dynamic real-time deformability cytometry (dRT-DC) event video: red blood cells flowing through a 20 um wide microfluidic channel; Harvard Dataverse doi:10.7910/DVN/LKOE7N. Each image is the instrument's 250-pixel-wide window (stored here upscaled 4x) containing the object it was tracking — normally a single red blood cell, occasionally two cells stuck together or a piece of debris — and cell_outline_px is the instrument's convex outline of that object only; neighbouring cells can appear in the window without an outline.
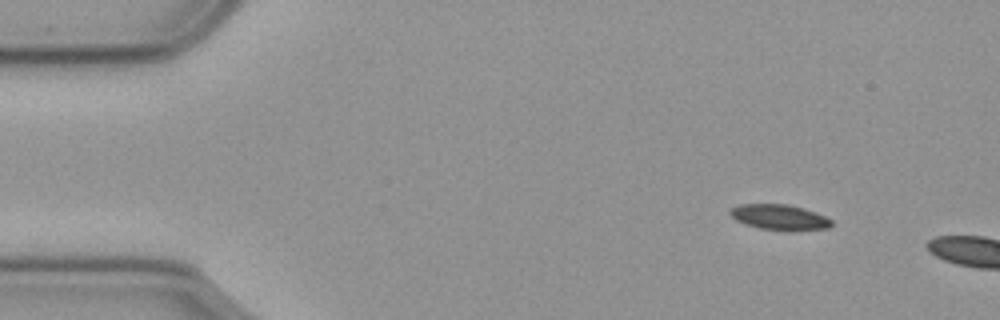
{"species": "common noctule bat (a hibernating species)", "species_latin": "Nyctalus noctula", "temperature_condition": "cold", "stored_images_in_passage": 12, "camera_frame_rate_fps": 3000, "um_per_image_px": 0.085, "animal": {"sex": "male", "body_mass_g": 23.1, "forearm_length_mm": 52.7}, "frame": {"image": 1, "passage_image": 6, "time_ms": 1.667, "image_size_px": [1000, 320], "cell_outline_px": [[832, 224], [828, 228], [760, 228], [744, 224], [736, 220], [728, 212], [732, 208], [740, 204], [788, 204], [804, 208], [816, 212], [832, 220]], "centroid_in_image_um": [66.2, 18.41], "position_along_channel_um": 18.8, "area_um2": 14.28}}